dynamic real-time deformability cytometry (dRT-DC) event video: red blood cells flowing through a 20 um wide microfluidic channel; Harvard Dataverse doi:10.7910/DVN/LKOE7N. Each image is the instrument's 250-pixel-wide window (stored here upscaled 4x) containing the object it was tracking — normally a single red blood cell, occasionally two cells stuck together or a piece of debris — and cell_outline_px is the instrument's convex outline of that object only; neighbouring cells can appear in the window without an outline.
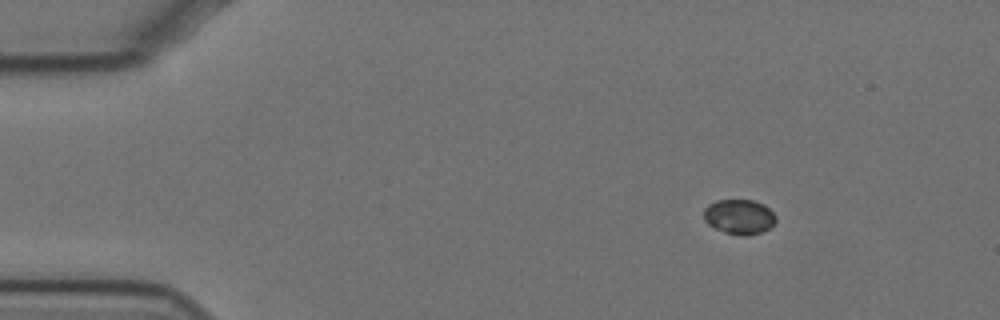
{"species": "Egyptian fruit bat (a non-hibernating species)", "species_latin": "Rousettus aegyptiacus", "temperature_condition": "cold", "stored_images_in_passage": 22, "camera_frame_rate_fps": 3000, "um_per_image_px": 0.085, "animal": {"sex": "female"}, "frame": {"image": 1, "passage_image": 1, "time_ms": 0.0, "image_size_px": [1000, 320], "cell_outline_px": [[776, 220], [768, 228], [760, 232], [748, 236], [744, 236], [724, 232], [708, 224], [704, 220], [704, 208], [708, 204], [716, 200], [752, 200], [764, 204], [776, 216]], "centroid_in_image_um": [62.81, 18.41], "position_along_channel_um": 22.2, "area_um2": 14.57}}
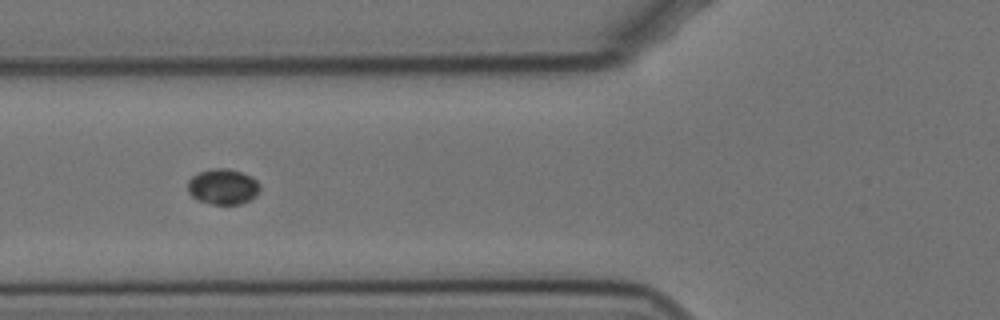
{"frame": {"image": 2, "passage_image": 15, "time_ms": 4.667, "image_size_px": [1000, 320], "cell_outline_px": [[260, 192], [256, 196], [240, 204], [212, 204], [196, 200], [188, 192], [188, 180], [192, 176], [200, 172], [212, 168], [228, 168], [240, 172], [256, 180], [260, 184]], "centroid_in_image_um": [18.94, 15.87], "position_along_channel_um": 106.9, "area_um2": 14.97}}
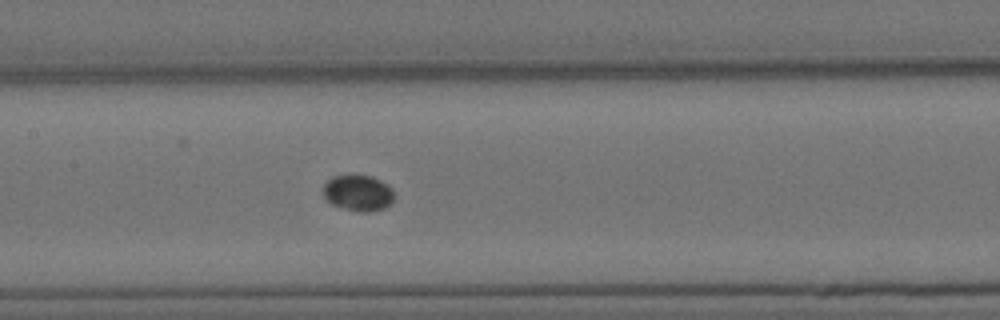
{"frame": {"image": 3, "passage_image": 21, "time_ms": 6.667, "image_size_px": [1000, 320], "cell_outline_px": [[392, 204], [384, 208], [368, 212], [360, 212], [344, 208], [332, 204], [324, 196], [324, 184], [332, 176], [372, 176], [388, 184], [392, 188]], "centroid_in_image_um": [30.46, 16.41], "position_along_channel_um": 176.9, "area_um2": 14.68}}